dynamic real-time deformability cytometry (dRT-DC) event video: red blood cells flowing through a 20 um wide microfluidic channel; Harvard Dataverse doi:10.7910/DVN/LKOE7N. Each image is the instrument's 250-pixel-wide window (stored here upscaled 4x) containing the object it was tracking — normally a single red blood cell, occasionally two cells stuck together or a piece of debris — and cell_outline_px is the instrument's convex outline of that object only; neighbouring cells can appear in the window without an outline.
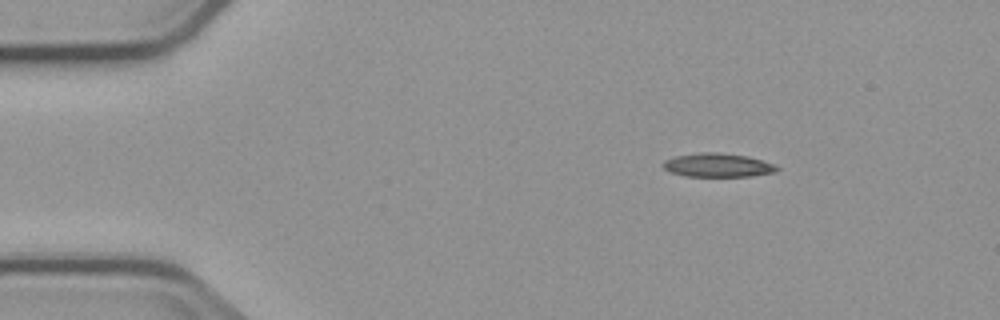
{"species": "common noctule bat (a hibernating species)", "species_latin": "Nyctalus noctula", "temperature_condition": "cold", "stored_images_in_passage": 5, "segment_of_instrument_passage": [2, 2], "camera_frame_rate_fps": 3000, "um_per_image_px": 0.085, "animal": {"sex": "male", "body_mass_g": 23.1, "forearm_length_mm": 52.7}, "frame": {"image": 1, "passage_image": 5, "time_ms": 6.0, "image_size_px": [1000, 320], "cell_outline_px": [[780, 168], [776, 172], [752, 176], [684, 176], [668, 172], [660, 164], [664, 160], [676, 156], [700, 152], [716, 152], [748, 156], [776, 164]], "centroid_in_image_um": [61.0, 14.04], "position_along_channel_um": 24.0, "area_um2": 15.95}}